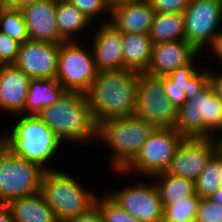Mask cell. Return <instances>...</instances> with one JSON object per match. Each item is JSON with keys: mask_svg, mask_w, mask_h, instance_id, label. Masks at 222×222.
<instances>
[{"mask_svg": "<svg viewBox=\"0 0 222 222\" xmlns=\"http://www.w3.org/2000/svg\"><path fill=\"white\" fill-rule=\"evenodd\" d=\"M211 51L214 53L216 58H219L222 62V29L219 34L214 38L212 44L210 45Z\"/></svg>", "mask_w": 222, "mask_h": 222, "instance_id": "38", "label": "cell"}, {"mask_svg": "<svg viewBox=\"0 0 222 222\" xmlns=\"http://www.w3.org/2000/svg\"><path fill=\"white\" fill-rule=\"evenodd\" d=\"M40 192L58 222H65L87 211L97 198L71 174L56 169L45 170Z\"/></svg>", "mask_w": 222, "mask_h": 222, "instance_id": "5", "label": "cell"}, {"mask_svg": "<svg viewBox=\"0 0 222 222\" xmlns=\"http://www.w3.org/2000/svg\"><path fill=\"white\" fill-rule=\"evenodd\" d=\"M103 196L97 197L95 202L103 222H142L125 211L109 194Z\"/></svg>", "mask_w": 222, "mask_h": 222, "instance_id": "30", "label": "cell"}, {"mask_svg": "<svg viewBox=\"0 0 222 222\" xmlns=\"http://www.w3.org/2000/svg\"><path fill=\"white\" fill-rule=\"evenodd\" d=\"M124 68L145 72L149 66L153 43L149 34L122 33Z\"/></svg>", "mask_w": 222, "mask_h": 222, "instance_id": "22", "label": "cell"}, {"mask_svg": "<svg viewBox=\"0 0 222 222\" xmlns=\"http://www.w3.org/2000/svg\"><path fill=\"white\" fill-rule=\"evenodd\" d=\"M222 113V101L209 81L177 109L175 130L184 138H209Z\"/></svg>", "mask_w": 222, "mask_h": 222, "instance_id": "6", "label": "cell"}, {"mask_svg": "<svg viewBox=\"0 0 222 222\" xmlns=\"http://www.w3.org/2000/svg\"><path fill=\"white\" fill-rule=\"evenodd\" d=\"M4 6V0H0V7Z\"/></svg>", "mask_w": 222, "mask_h": 222, "instance_id": "46", "label": "cell"}, {"mask_svg": "<svg viewBox=\"0 0 222 222\" xmlns=\"http://www.w3.org/2000/svg\"><path fill=\"white\" fill-rule=\"evenodd\" d=\"M20 43L0 31V65L14 64Z\"/></svg>", "mask_w": 222, "mask_h": 222, "instance_id": "33", "label": "cell"}, {"mask_svg": "<svg viewBox=\"0 0 222 222\" xmlns=\"http://www.w3.org/2000/svg\"><path fill=\"white\" fill-rule=\"evenodd\" d=\"M183 14L185 40L201 53L221 31L222 0H190Z\"/></svg>", "mask_w": 222, "mask_h": 222, "instance_id": "11", "label": "cell"}, {"mask_svg": "<svg viewBox=\"0 0 222 222\" xmlns=\"http://www.w3.org/2000/svg\"><path fill=\"white\" fill-rule=\"evenodd\" d=\"M218 140H214L216 143L217 153L222 157V137L217 138Z\"/></svg>", "mask_w": 222, "mask_h": 222, "instance_id": "44", "label": "cell"}, {"mask_svg": "<svg viewBox=\"0 0 222 222\" xmlns=\"http://www.w3.org/2000/svg\"><path fill=\"white\" fill-rule=\"evenodd\" d=\"M139 73L130 69L97 73L87 93L95 124L135 115V97Z\"/></svg>", "mask_w": 222, "mask_h": 222, "instance_id": "1", "label": "cell"}, {"mask_svg": "<svg viewBox=\"0 0 222 222\" xmlns=\"http://www.w3.org/2000/svg\"><path fill=\"white\" fill-rule=\"evenodd\" d=\"M149 36L153 44L175 40H185L183 13H156Z\"/></svg>", "mask_w": 222, "mask_h": 222, "instance_id": "25", "label": "cell"}, {"mask_svg": "<svg viewBox=\"0 0 222 222\" xmlns=\"http://www.w3.org/2000/svg\"><path fill=\"white\" fill-rule=\"evenodd\" d=\"M60 44L25 41L20 44L14 65L31 79L56 78Z\"/></svg>", "mask_w": 222, "mask_h": 222, "instance_id": "13", "label": "cell"}, {"mask_svg": "<svg viewBox=\"0 0 222 222\" xmlns=\"http://www.w3.org/2000/svg\"><path fill=\"white\" fill-rule=\"evenodd\" d=\"M0 222H15L11 210L5 204H0Z\"/></svg>", "mask_w": 222, "mask_h": 222, "instance_id": "40", "label": "cell"}, {"mask_svg": "<svg viewBox=\"0 0 222 222\" xmlns=\"http://www.w3.org/2000/svg\"><path fill=\"white\" fill-rule=\"evenodd\" d=\"M39 0H4V7L12 9H22L26 5H30L33 2Z\"/></svg>", "mask_w": 222, "mask_h": 222, "instance_id": "39", "label": "cell"}, {"mask_svg": "<svg viewBox=\"0 0 222 222\" xmlns=\"http://www.w3.org/2000/svg\"><path fill=\"white\" fill-rule=\"evenodd\" d=\"M125 211L142 222H158L163 217V206L156 184L148 182L127 186L108 193Z\"/></svg>", "mask_w": 222, "mask_h": 222, "instance_id": "12", "label": "cell"}, {"mask_svg": "<svg viewBox=\"0 0 222 222\" xmlns=\"http://www.w3.org/2000/svg\"><path fill=\"white\" fill-rule=\"evenodd\" d=\"M37 116L62 141L80 144L97 141V125L93 119L87 94L66 91L54 104L45 107Z\"/></svg>", "mask_w": 222, "mask_h": 222, "instance_id": "2", "label": "cell"}, {"mask_svg": "<svg viewBox=\"0 0 222 222\" xmlns=\"http://www.w3.org/2000/svg\"><path fill=\"white\" fill-rule=\"evenodd\" d=\"M197 57L198 55L189 64L179 67L168 76H163L165 95L177 109L186 102L184 89L187 81L199 71L194 64Z\"/></svg>", "mask_w": 222, "mask_h": 222, "instance_id": "26", "label": "cell"}, {"mask_svg": "<svg viewBox=\"0 0 222 222\" xmlns=\"http://www.w3.org/2000/svg\"><path fill=\"white\" fill-rule=\"evenodd\" d=\"M22 13L29 40L62 44L56 23V0H39L24 6Z\"/></svg>", "mask_w": 222, "mask_h": 222, "instance_id": "15", "label": "cell"}, {"mask_svg": "<svg viewBox=\"0 0 222 222\" xmlns=\"http://www.w3.org/2000/svg\"><path fill=\"white\" fill-rule=\"evenodd\" d=\"M200 52L186 40H175L153 44L146 72L168 76L181 66L189 64Z\"/></svg>", "mask_w": 222, "mask_h": 222, "instance_id": "16", "label": "cell"}, {"mask_svg": "<svg viewBox=\"0 0 222 222\" xmlns=\"http://www.w3.org/2000/svg\"><path fill=\"white\" fill-rule=\"evenodd\" d=\"M140 1L144 0H106V2L110 5V7L116 6L118 4L140 2Z\"/></svg>", "mask_w": 222, "mask_h": 222, "instance_id": "43", "label": "cell"}, {"mask_svg": "<svg viewBox=\"0 0 222 222\" xmlns=\"http://www.w3.org/2000/svg\"><path fill=\"white\" fill-rule=\"evenodd\" d=\"M101 22V27L93 37L92 53L98 72L121 70L124 68L122 52V32L109 22Z\"/></svg>", "mask_w": 222, "mask_h": 222, "instance_id": "17", "label": "cell"}, {"mask_svg": "<svg viewBox=\"0 0 222 222\" xmlns=\"http://www.w3.org/2000/svg\"><path fill=\"white\" fill-rule=\"evenodd\" d=\"M31 78L14 64L0 65V111L25 115Z\"/></svg>", "mask_w": 222, "mask_h": 222, "instance_id": "18", "label": "cell"}, {"mask_svg": "<svg viewBox=\"0 0 222 222\" xmlns=\"http://www.w3.org/2000/svg\"><path fill=\"white\" fill-rule=\"evenodd\" d=\"M69 41L60 44L56 79L66 91L87 94L97 77L92 50Z\"/></svg>", "mask_w": 222, "mask_h": 222, "instance_id": "10", "label": "cell"}, {"mask_svg": "<svg viewBox=\"0 0 222 222\" xmlns=\"http://www.w3.org/2000/svg\"><path fill=\"white\" fill-rule=\"evenodd\" d=\"M217 130H219V133L221 134V132H222V113H221V116L219 117V120H218L217 125L211 130L208 139H210V140H212V141L214 142V139L216 140V138H215V137H216L215 132H216ZM214 134H215V136H214ZM220 137H222V134H221Z\"/></svg>", "mask_w": 222, "mask_h": 222, "instance_id": "41", "label": "cell"}, {"mask_svg": "<svg viewBox=\"0 0 222 222\" xmlns=\"http://www.w3.org/2000/svg\"><path fill=\"white\" fill-rule=\"evenodd\" d=\"M0 31L23 44L29 40L27 27L21 9L0 7Z\"/></svg>", "mask_w": 222, "mask_h": 222, "instance_id": "28", "label": "cell"}, {"mask_svg": "<svg viewBox=\"0 0 222 222\" xmlns=\"http://www.w3.org/2000/svg\"><path fill=\"white\" fill-rule=\"evenodd\" d=\"M222 186V157L216 152L195 180L196 195L209 198Z\"/></svg>", "mask_w": 222, "mask_h": 222, "instance_id": "27", "label": "cell"}, {"mask_svg": "<svg viewBox=\"0 0 222 222\" xmlns=\"http://www.w3.org/2000/svg\"><path fill=\"white\" fill-rule=\"evenodd\" d=\"M216 152V143L208 138H185L166 172L195 181Z\"/></svg>", "mask_w": 222, "mask_h": 222, "instance_id": "14", "label": "cell"}, {"mask_svg": "<svg viewBox=\"0 0 222 222\" xmlns=\"http://www.w3.org/2000/svg\"><path fill=\"white\" fill-rule=\"evenodd\" d=\"M158 222H175V221L169 220L163 216Z\"/></svg>", "mask_w": 222, "mask_h": 222, "instance_id": "45", "label": "cell"}, {"mask_svg": "<svg viewBox=\"0 0 222 222\" xmlns=\"http://www.w3.org/2000/svg\"><path fill=\"white\" fill-rule=\"evenodd\" d=\"M155 181L162 206L170 205L173 201H180L196 194L195 181L176 176L167 172L159 173L150 179ZM160 178V179H159Z\"/></svg>", "mask_w": 222, "mask_h": 222, "instance_id": "24", "label": "cell"}, {"mask_svg": "<svg viewBox=\"0 0 222 222\" xmlns=\"http://www.w3.org/2000/svg\"><path fill=\"white\" fill-rule=\"evenodd\" d=\"M11 128L3 135L4 147L15 156L52 170L48 161L55 157L62 144L56 134L37 115H19Z\"/></svg>", "mask_w": 222, "mask_h": 222, "instance_id": "3", "label": "cell"}, {"mask_svg": "<svg viewBox=\"0 0 222 222\" xmlns=\"http://www.w3.org/2000/svg\"><path fill=\"white\" fill-rule=\"evenodd\" d=\"M66 90L56 78L31 79L25 102V115H37L56 103Z\"/></svg>", "mask_w": 222, "mask_h": 222, "instance_id": "20", "label": "cell"}, {"mask_svg": "<svg viewBox=\"0 0 222 222\" xmlns=\"http://www.w3.org/2000/svg\"><path fill=\"white\" fill-rule=\"evenodd\" d=\"M155 14L147 0L124 3L111 7L110 19L106 22L122 33L149 34Z\"/></svg>", "mask_w": 222, "mask_h": 222, "instance_id": "19", "label": "cell"}, {"mask_svg": "<svg viewBox=\"0 0 222 222\" xmlns=\"http://www.w3.org/2000/svg\"><path fill=\"white\" fill-rule=\"evenodd\" d=\"M71 4L76 6L84 15H86L91 21L97 15H101V13H109L111 12L110 5L106 2V0H68Z\"/></svg>", "mask_w": 222, "mask_h": 222, "instance_id": "31", "label": "cell"}, {"mask_svg": "<svg viewBox=\"0 0 222 222\" xmlns=\"http://www.w3.org/2000/svg\"><path fill=\"white\" fill-rule=\"evenodd\" d=\"M156 128L135 115L110 119L97 126V138L112 151L111 167L123 170L137 155Z\"/></svg>", "mask_w": 222, "mask_h": 222, "instance_id": "4", "label": "cell"}, {"mask_svg": "<svg viewBox=\"0 0 222 222\" xmlns=\"http://www.w3.org/2000/svg\"><path fill=\"white\" fill-rule=\"evenodd\" d=\"M210 82L212 83L216 95L222 101V72L218 73L216 70L215 72L213 69L210 70Z\"/></svg>", "mask_w": 222, "mask_h": 222, "instance_id": "37", "label": "cell"}, {"mask_svg": "<svg viewBox=\"0 0 222 222\" xmlns=\"http://www.w3.org/2000/svg\"><path fill=\"white\" fill-rule=\"evenodd\" d=\"M209 199L212 200L213 202L217 203L219 206L222 207V186L216 192H214L209 197Z\"/></svg>", "mask_w": 222, "mask_h": 222, "instance_id": "42", "label": "cell"}, {"mask_svg": "<svg viewBox=\"0 0 222 222\" xmlns=\"http://www.w3.org/2000/svg\"><path fill=\"white\" fill-rule=\"evenodd\" d=\"M45 169L35 162L0 149V204L40 192Z\"/></svg>", "mask_w": 222, "mask_h": 222, "instance_id": "7", "label": "cell"}, {"mask_svg": "<svg viewBox=\"0 0 222 222\" xmlns=\"http://www.w3.org/2000/svg\"><path fill=\"white\" fill-rule=\"evenodd\" d=\"M200 200L195 194L185 200L173 201L163 207V216L175 222H195Z\"/></svg>", "mask_w": 222, "mask_h": 222, "instance_id": "29", "label": "cell"}, {"mask_svg": "<svg viewBox=\"0 0 222 222\" xmlns=\"http://www.w3.org/2000/svg\"><path fill=\"white\" fill-rule=\"evenodd\" d=\"M65 222H103V218L98 205L95 203L87 211L74 218H70Z\"/></svg>", "mask_w": 222, "mask_h": 222, "instance_id": "36", "label": "cell"}, {"mask_svg": "<svg viewBox=\"0 0 222 222\" xmlns=\"http://www.w3.org/2000/svg\"><path fill=\"white\" fill-rule=\"evenodd\" d=\"M6 205L15 222H58L41 192L13 199Z\"/></svg>", "mask_w": 222, "mask_h": 222, "instance_id": "21", "label": "cell"}, {"mask_svg": "<svg viewBox=\"0 0 222 222\" xmlns=\"http://www.w3.org/2000/svg\"><path fill=\"white\" fill-rule=\"evenodd\" d=\"M135 116L146 120L155 128L174 129L177 108L164 92L163 76L139 73L135 97Z\"/></svg>", "mask_w": 222, "mask_h": 222, "instance_id": "8", "label": "cell"}, {"mask_svg": "<svg viewBox=\"0 0 222 222\" xmlns=\"http://www.w3.org/2000/svg\"><path fill=\"white\" fill-rule=\"evenodd\" d=\"M185 138L175 129L156 128L142 145L136 157L119 173L128 174L135 170L141 176L151 178L166 172L171 159Z\"/></svg>", "mask_w": 222, "mask_h": 222, "instance_id": "9", "label": "cell"}, {"mask_svg": "<svg viewBox=\"0 0 222 222\" xmlns=\"http://www.w3.org/2000/svg\"><path fill=\"white\" fill-rule=\"evenodd\" d=\"M201 70L187 81V87L184 89L186 101L192 99L210 81V70Z\"/></svg>", "mask_w": 222, "mask_h": 222, "instance_id": "35", "label": "cell"}, {"mask_svg": "<svg viewBox=\"0 0 222 222\" xmlns=\"http://www.w3.org/2000/svg\"><path fill=\"white\" fill-rule=\"evenodd\" d=\"M195 222H222V207L209 198H201Z\"/></svg>", "mask_w": 222, "mask_h": 222, "instance_id": "32", "label": "cell"}, {"mask_svg": "<svg viewBox=\"0 0 222 222\" xmlns=\"http://www.w3.org/2000/svg\"><path fill=\"white\" fill-rule=\"evenodd\" d=\"M155 13H184L190 0H147Z\"/></svg>", "mask_w": 222, "mask_h": 222, "instance_id": "34", "label": "cell"}, {"mask_svg": "<svg viewBox=\"0 0 222 222\" xmlns=\"http://www.w3.org/2000/svg\"><path fill=\"white\" fill-rule=\"evenodd\" d=\"M55 18L59 34L66 42L75 41L74 34L86 30L92 22L68 0H56Z\"/></svg>", "mask_w": 222, "mask_h": 222, "instance_id": "23", "label": "cell"}, {"mask_svg": "<svg viewBox=\"0 0 222 222\" xmlns=\"http://www.w3.org/2000/svg\"><path fill=\"white\" fill-rule=\"evenodd\" d=\"M4 146V142H0V149Z\"/></svg>", "mask_w": 222, "mask_h": 222, "instance_id": "48", "label": "cell"}, {"mask_svg": "<svg viewBox=\"0 0 222 222\" xmlns=\"http://www.w3.org/2000/svg\"><path fill=\"white\" fill-rule=\"evenodd\" d=\"M0 142H4V136L0 137Z\"/></svg>", "mask_w": 222, "mask_h": 222, "instance_id": "47", "label": "cell"}]
</instances>
